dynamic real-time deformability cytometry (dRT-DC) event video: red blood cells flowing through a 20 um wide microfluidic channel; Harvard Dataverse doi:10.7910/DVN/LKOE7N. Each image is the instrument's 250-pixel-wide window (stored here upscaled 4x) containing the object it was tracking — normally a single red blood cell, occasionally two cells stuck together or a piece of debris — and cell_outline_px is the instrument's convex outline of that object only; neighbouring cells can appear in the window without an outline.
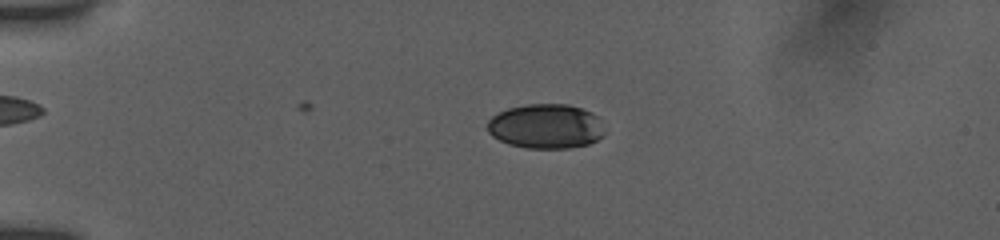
{"species": "human", "species_latin": "Homo sapiens", "temperature_condition": "room temperature", "stored_images_in_passage": 51, "camera_frame_rate_fps": 3000, "um_per_image_px": 0.085, "donor": {"sex": "female"}, "frame": {"image": 1, "passage_image": 11, "time_ms": 3.333, "image_size_px": [1000, 240], "cell_outline_px": [[604, 136], [588, 144], [568, 148], [528, 148], [508, 144], [492, 136], [488, 132], [488, 120], [492, 116], [508, 108], [528, 104], [568, 104], [592, 112], [596, 116], [604, 132]], "centroid_in_image_um": [46.38, 10.74], "position_along_channel_um": 38.6, "area_um2": 30.29}}
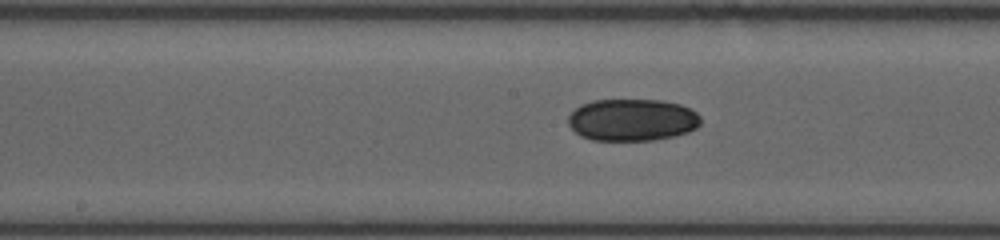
{"frame": {"image": 2, "passage_image": 27, "time_ms": 8.667, "image_size_px": [1000, 240], "cell_outline_px": [[700, 124], [696, 128], [688, 132], [672, 136], [652, 140], [592, 140], [580, 136], [568, 124], [568, 116], [580, 104], [592, 100], [660, 100], [680, 104], [692, 108], [700, 116]], "centroid_in_image_um": [53.73, 10.18], "position_along_channel_um": 194.5, "area_um2": 32.6}}
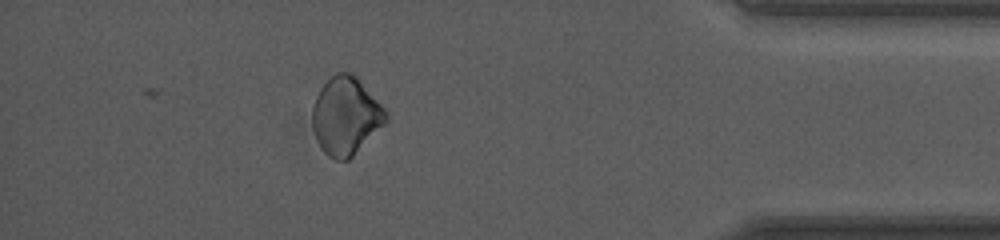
{"frame": {"image": 3, "passage_image": 46, "time_ms": 15.0, "image_size_px": [1000, 240], "cell_outline_px": [[388, 120], [348, 160], [336, 160], [328, 156], [324, 152], [316, 136], [312, 124], [312, 104], [320, 88], [336, 72], [348, 72], [356, 76], [360, 80], [388, 112]], "centroid_in_image_um": [29.39, 9.84], "position_along_channel_um": 405.8, "area_um2": 33.0}, "authors_computed_cell_mechanics": {"area_um2": 32.3102, "velocity_mm_per_s": 3.8942, "shape_relaxation_time_tau1_ms": 6.6397, "shape_relaxation_time_tau2_ms": null, "deformation_change_tau1": 0.0823, "deformation_change_tau2": null}}